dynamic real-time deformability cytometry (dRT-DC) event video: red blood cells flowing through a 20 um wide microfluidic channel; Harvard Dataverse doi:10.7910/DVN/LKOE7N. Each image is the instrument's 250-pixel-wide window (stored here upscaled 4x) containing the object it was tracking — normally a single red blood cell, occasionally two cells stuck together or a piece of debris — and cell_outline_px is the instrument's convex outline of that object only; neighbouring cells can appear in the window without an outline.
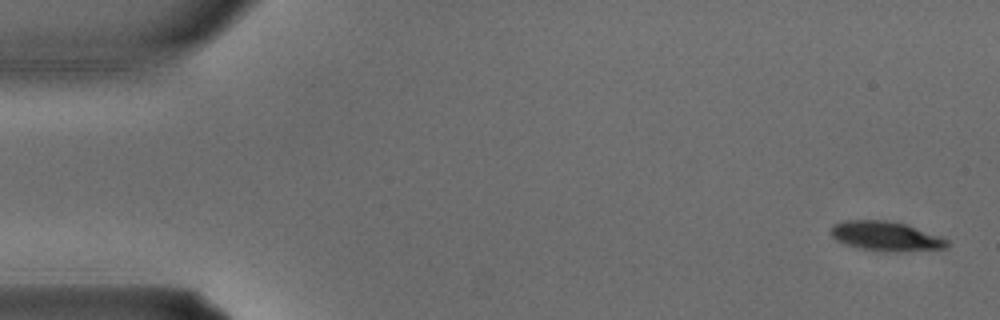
{"species": "common noctule bat (a hibernating species)", "species_latin": "Nyctalus noctula", "temperature_condition": "warm", "stored_images_in_passage": 3, "camera_frame_rate_fps": 3000, "um_per_image_px": 0.085, "animal": {"sex": "male", "body_mass_g": 15.6}, "frame": {"image": 1, "passage_image": 1, "time_ms": 0.0, "image_size_px": [1000, 320], "cell_outline_px": [[948, 244], [944, 248], [896, 252], [884, 252], [860, 248], [844, 244], [836, 240], [832, 236], [832, 224], [844, 220], [884, 220], [904, 224], [940, 236], [948, 240]], "centroid_in_image_um": [75.26, 20.08], "position_along_channel_um": 9.7, "area_um2": 19.83}}
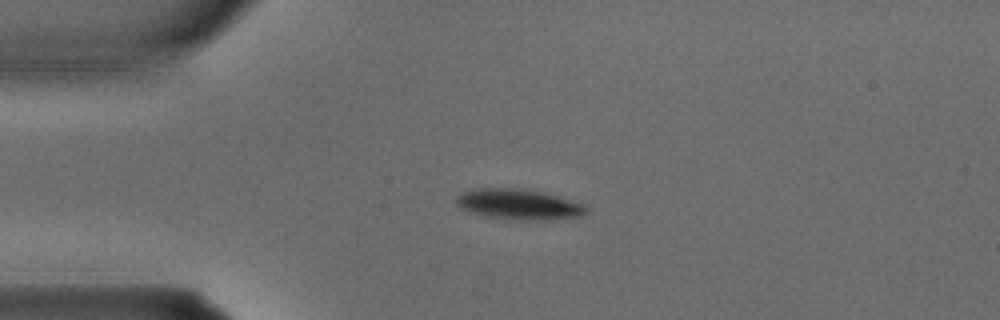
{"frame": {"image": 2, "passage_image": 3, "time_ms": 0.667, "image_size_px": [1000, 320], "cell_outline_px": [[588, 212], [580, 216], [540, 220], [520, 220], [484, 216], [460, 208], [456, 204], [456, 196], [464, 192], [476, 188], [520, 188], [540, 192], [556, 196], [584, 204], [588, 208]], "centroid_in_image_um": [44.07, 17.37], "position_along_channel_um": 40.9, "area_um2": 22.83}}